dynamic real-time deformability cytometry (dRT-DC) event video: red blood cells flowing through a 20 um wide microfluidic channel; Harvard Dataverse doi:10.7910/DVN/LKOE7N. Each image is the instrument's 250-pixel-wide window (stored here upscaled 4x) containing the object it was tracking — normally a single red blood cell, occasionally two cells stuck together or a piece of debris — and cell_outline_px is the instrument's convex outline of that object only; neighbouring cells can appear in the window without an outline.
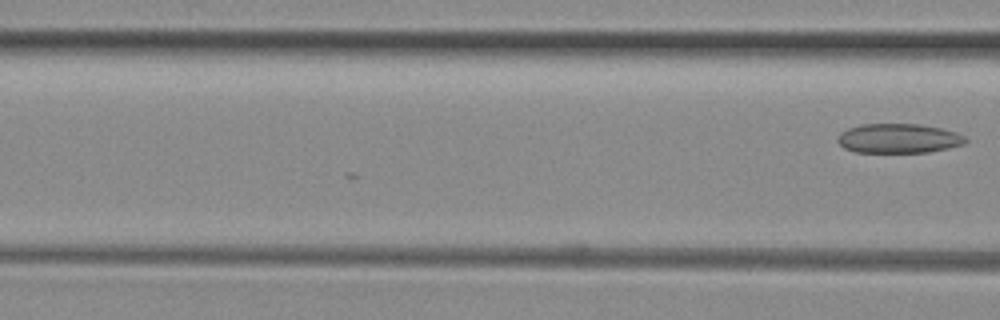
{"species": "common noctule bat (a hibernating species)", "species_latin": "Nyctalus noctula", "temperature_condition": "room temperature", "stored_images_in_passage": 3, "camera_frame_rate_fps": 3000, "um_per_image_px": 0.085, "animal": {"sex": "female", "body_mass_g": 29.2, "forearm_length_mm": 56.3}, "frame": {"image": 1, "passage_image": 3, "time_ms": 0.667, "image_size_px": [1000, 320], "cell_outline_px": [[968, 140], [964, 144], [948, 148], [928, 152], [856, 152], [844, 148], [836, 140], [836, 136], [840, 132], [848, 128], [860, 124], [920, 124], [940, 128], [956, 132], [964, 136]], "centroid_in_image_um": [76.35, 11.76], "position_along_channel_um": 90.3, "area_um2": 22.02}}